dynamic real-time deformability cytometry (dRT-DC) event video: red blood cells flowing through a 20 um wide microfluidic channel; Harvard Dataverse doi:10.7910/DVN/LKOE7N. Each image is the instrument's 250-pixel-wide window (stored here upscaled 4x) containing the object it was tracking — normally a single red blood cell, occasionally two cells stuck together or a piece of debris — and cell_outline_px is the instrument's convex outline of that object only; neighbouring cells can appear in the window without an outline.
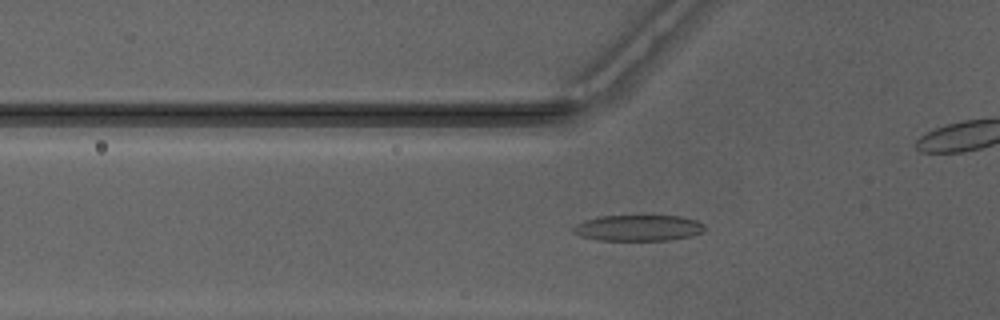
{"species": "Egyptian fruit bat (a non-hibernating species)", "species_latin": "Rousettus aegyptiacus", "temperature_condition": "warm", "stored_images_in_passage": 35, "camera_frame_rate_fps": 3000, "um_per_image_px": 0.085, "animal": {"sex": "male"}, "frame": {"image": 1, "passage_image": 2, "time_ms": 0.333, "image_size_px": [1000, 320], "cell_outline_px": [[704, 232], [692, 236], [668, 240], [600, 240], [580, 236], [572, 232], [572, 228], [576, 224], [584, 220], [600, 216], [644, 212], [680, 216], [696, 220], [704, 224]], "centroid_in_image_um": [54.27, 19.31], "position_along_channel_um": 71.5, "area_um2": 21.1}}
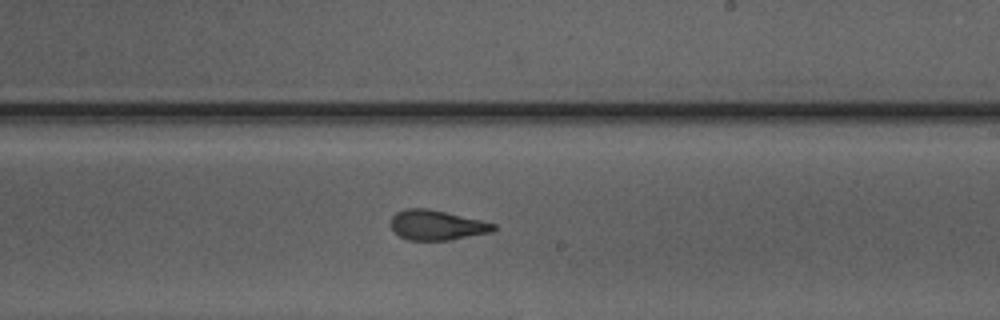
{"frame": {"image": 2, "passage_image": 15, "time_ms": 4.667, "image_size_px": [1000, 320], "cell_outline_px": [[496, 228], [492, 232], [452, 240], [408, 240], [400, 236], [392, 228], [392, 216], [396, 212], [404, 208], [428, 208], [480, 220], [496, 224]], "centroid_in_image_um": [37.13, 19.13], "position_along_channel_um": 251.9, "area_um2": 17.86}}
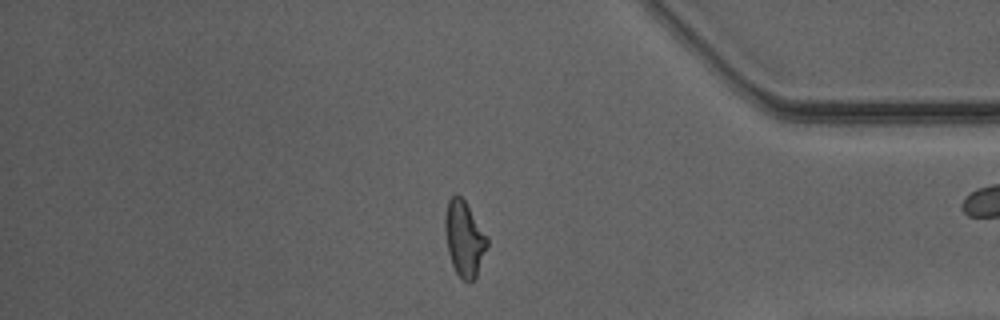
{"frame": {"image": 3, "passage_image": 27, "time_ms": 8.667, "image_size_px": [1000, 320], "cell_outline_px": [[488, 244], [476, 276], [468, 284], [456, 272], [452, 264], [448, 252], [444, 228], [444, 216], [448, 200], [452, 196], [460, 196], [464, 200], [488, 236]], "centroid_in_image_um": [39.45, 20.28], "position_along_channel_um": 395.7, "area_um2": 18.38}, "authors_computed_cell_mechanics": {"area_um2": 18.2648, "velocity_mm_per_s": 4.1694, "shape_relaxation_time_tau1_ms": null, "shape_relaxation_time_tau2_ms": 2.0929, "deformation_change_tau1": null, "deformation_change_tau2": 0.1066}}